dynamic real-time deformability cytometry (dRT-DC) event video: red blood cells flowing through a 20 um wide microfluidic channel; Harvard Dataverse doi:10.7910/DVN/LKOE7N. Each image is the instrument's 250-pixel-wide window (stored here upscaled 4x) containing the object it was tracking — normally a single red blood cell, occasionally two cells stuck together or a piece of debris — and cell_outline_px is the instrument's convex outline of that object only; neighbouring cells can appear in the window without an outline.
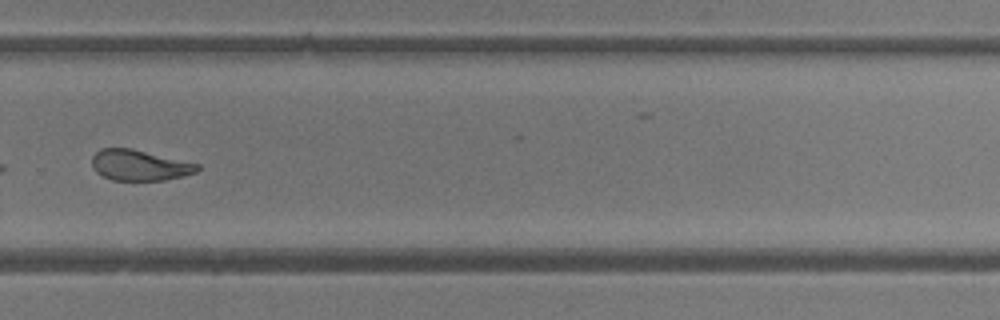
{"species": "common noctule bat (a hibernating species)", "species_latin": "Nyctalus noctula", "temperature_condition": "room temperature", "stored_images_in_passage": 47, "camera_frame_rate_fps": 3000, "um_per_image_px": 0.085, "animal": {"sex": "female"}, "frame": {"image": 1, "passage_image": 34, "time_ms": 11.0, "image_size_px": [1000, 320], "cell_outline_px": [[200, 168], [196, 172], [164, 180], [112, 180], [96, 172], [92, 168], [92, 156], [100, 148], [132, 148], [200, 164]], "centroid_in_image_um": [11.84, 14.03], "position_along_channel_um": 318.0, "area_um2": 18.84}, "authors_computed_cell_mechanics": {"area_um2": 21.1548, "velocity_mm_per_s": 4.1759, "shape_relaxation_time_tau1_ms": 6.9545, "shape_relaxation_time_tau2_ms": 1.5555, "deformation_change_tau1": 0.2198, "deformation_change_tau2": 0.0898}}